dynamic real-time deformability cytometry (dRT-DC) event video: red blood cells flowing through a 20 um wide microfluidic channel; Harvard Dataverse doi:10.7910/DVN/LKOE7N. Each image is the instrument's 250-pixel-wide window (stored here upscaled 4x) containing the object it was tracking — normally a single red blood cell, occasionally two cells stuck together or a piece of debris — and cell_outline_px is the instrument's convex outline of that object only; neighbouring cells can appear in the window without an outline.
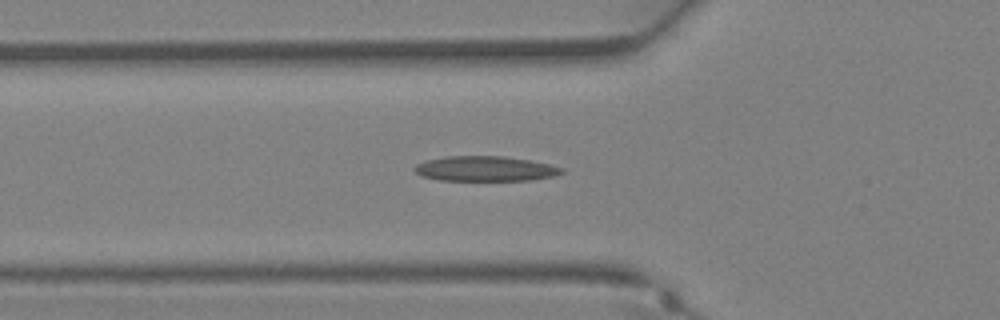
{"species": "Egyptian fruit bat (a non-hibernating species)", "species_latin": "Rousettus aegyptiacus", "temperature_condition": "warm", "stored_images_in_passage": 32, "camera_frame_rate_fps": 3000, "um_per_image_px": 0.085, "animal": {"sex": "female"}, "frame": {"image": 1, "passage_image": 12, "time_ms": 3.667, "image_size_px": [1000, 320], "cell_outline_px": [[564, 172], [552, 176], [532, 180], [440, 180], [420, 176], [412, 168], [416, 164], [428, 160], [444, 156], [504, 156], [528, 160], [548, 164], [564, 168]], "centroid_in_image_um": [41.21, 14.34], "position_along_channel_um": 84.6, "area_um2": 21.39}}
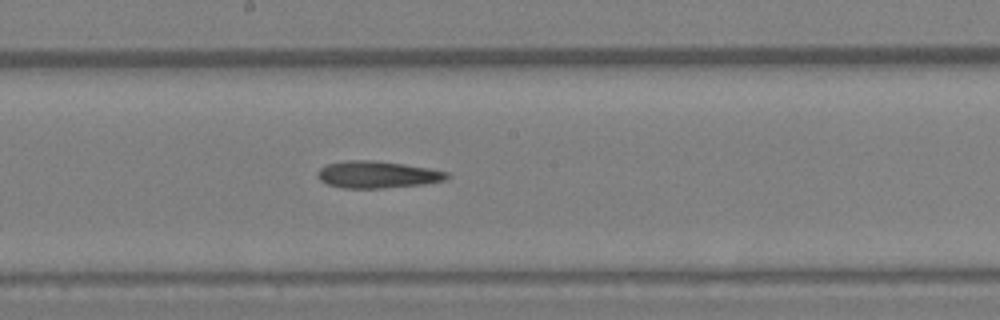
{"frame": {"image": 2, "passage_image": 19, "time_ms": 6.0, "image_size_px": [1000, 320], "cell_outline_px": [[452, 176], [444, 180], [424, 184], [384, 188], [340, 188], [328, 184], [320, 180], [316, 176], [316, 172], [320, 168], [328, 164], [352, 160], [372, 160], [404, 164], [428, 168], [448, 172]], "centroid_in_image_um": [32.07, 14.85], "position_along_channel_um": 216.1, "area_um2": 20.35}}
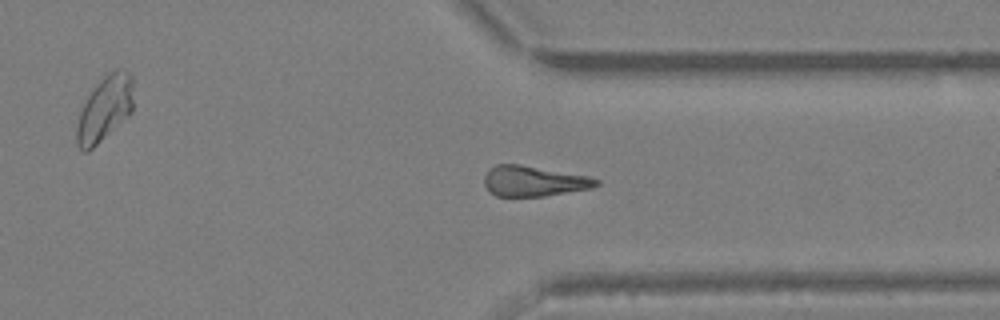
{"frame": {"image": 3, "passage_image": 27, "time_ms": 8.667, "image_size_px": [1000, 320], "cell_outline_px": [[600, 184], [592, 188], [544, 196], [496, 196], [488, 192], [484, 184], [484, 176], [488, 168], [496, 164], [520, 164], [588, 176], [600, 180]], "centroid_in_image_um": [45.34, 15.39], "position_along_channel_um": 366.1, "area_um2": 20.0}}